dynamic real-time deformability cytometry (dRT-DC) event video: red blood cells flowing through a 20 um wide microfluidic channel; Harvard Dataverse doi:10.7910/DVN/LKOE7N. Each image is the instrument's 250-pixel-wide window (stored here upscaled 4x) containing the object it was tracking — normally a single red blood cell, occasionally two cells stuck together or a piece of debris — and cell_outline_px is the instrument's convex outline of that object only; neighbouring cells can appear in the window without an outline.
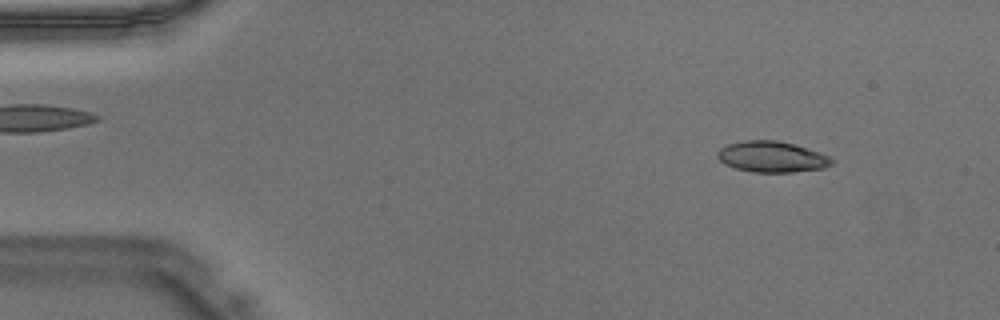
{"species": "Egyptian fruit bat (a non-hibernating species)", "species_latin": "Rousettus aegyptiacus", "temperature_condition": "warm", "stored_images_in_passage": 18, "camera_frame_rate_fps": 3000, "um_per_image_px": 0.085, "animal": {"sex": "male"}, "frame": {"image": 1, "passage_image": 5, "time_ms": 1.333, "image_size_px": [1000, 320], "cell_outline_px": [[836, 160], [832, 164], [824, 168], [792, 172], [752, 172], [736, 168], [724, 164], [716, 156], [716, 152], [720, 148], [728, 144], [744, 140], [776, 140], [792, 144], [820, 152]], "centroid_in_image_um": [65.6, 13.33], "position_along_channel_um": 19.4, "area_um2": 20.63}}
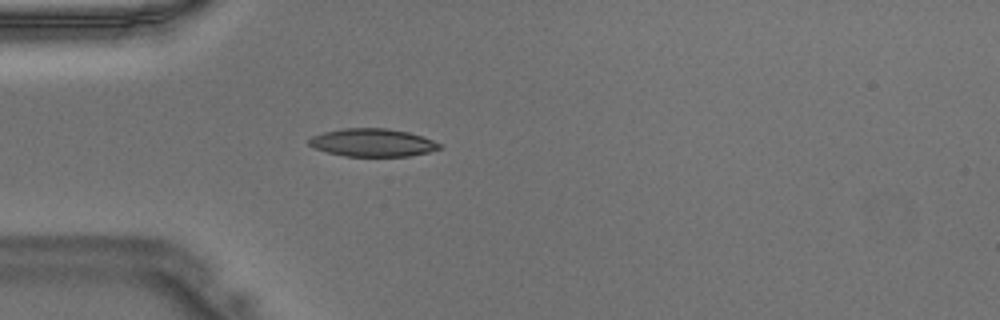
{"frame": {"image": 2, "passage_image": 13, "time_ms": 4.0, "image_size_px": [1000, 320], "cell_outline_px": [[440, 148], [428, 152], [408, 156], [344, 156], [312, 148], [308, 144], [308, 140], [312, 136], [324, 132], [344, 128], [388, 128], [408, 132], [432, 140], [440, 144]], "centroid_in_image_um": [31.61, 12.12], "position_along_channel_um": 53.4, "area_um2": 21.1}}